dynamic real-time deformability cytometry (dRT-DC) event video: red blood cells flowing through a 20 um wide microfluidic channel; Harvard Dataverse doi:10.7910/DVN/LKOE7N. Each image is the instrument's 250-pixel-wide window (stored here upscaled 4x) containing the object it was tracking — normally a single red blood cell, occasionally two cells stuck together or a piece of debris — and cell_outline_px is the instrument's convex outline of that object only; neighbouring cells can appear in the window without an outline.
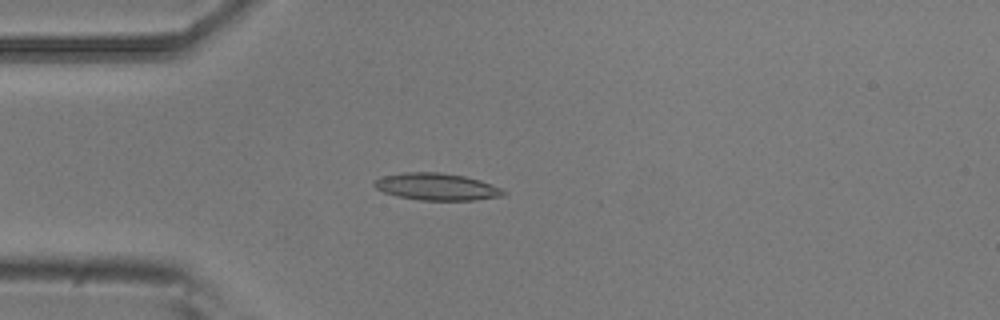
{"species": "common noctule bat (a hibernating species)", "species_latin": "Nyctalus noctula", "temperature_condition": "room temperature", "stored_images_in_passage": 4, "camera_frame_rate_fps": 3000, "um_per_image_px": 0.085, "animal": {"sex": "male", "body_mass_g": 20.5, "forearm_length_mm": 52.5}, "frame": {"image": 1, "passage_image": 3, "time_ms": 0.667, "image_size_px": [1000, 320], "cell_outline_px": [[508, 192], [504, 196], [476, 200], [420, 200], [396, 196], [384, 192], [376, 188], [372, 184], [376, 180], [384, 176], [404, 172], [440, 172], [464, 176], [480, 180], [504, 188]], "centroid_in_image_um": [37.18, 15.87], "position_along_channel_um": 47.8, "area_um2": 20.52}}